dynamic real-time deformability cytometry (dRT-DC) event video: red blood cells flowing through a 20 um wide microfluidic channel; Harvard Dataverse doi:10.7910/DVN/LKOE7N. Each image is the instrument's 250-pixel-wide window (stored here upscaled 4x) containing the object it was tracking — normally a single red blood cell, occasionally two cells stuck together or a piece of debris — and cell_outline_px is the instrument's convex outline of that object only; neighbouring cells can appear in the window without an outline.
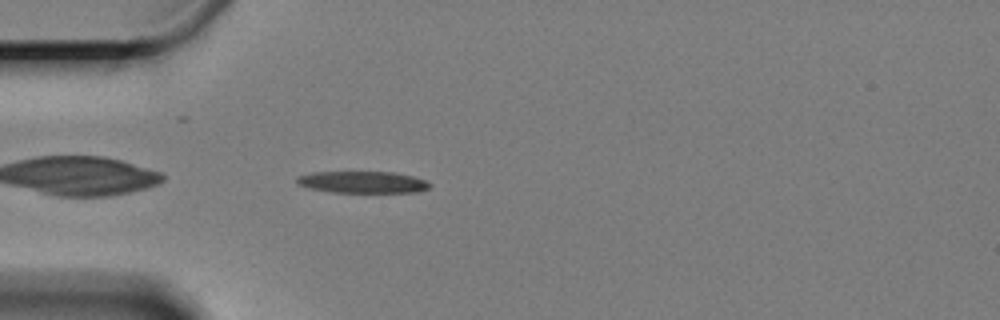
{"species": "Egyptian fruit bat (a non-hibernating species)", "species_latin": "Rousettus aegyptiacus", "temperature_condition": "cold", "stored_images_in_passage": 46, "camera_frame_rate_fps": 3000, "um_per_image_px": 0.085, "animal": {"sex": "female"}, "frame": {"image": 1, "passage_image": 3, "time_ms": 0.667, "image_size_px": [1000, 320], "cell_outline_px": [[432, 184], [428, 188], [420, 192], [332, 192], [308, 188], [296, 184], [296, 176], [312, 172], [392, 172], [412, 176], [424, 180]], "centroid_in_image_um": [30.78, 15.48], "position_along_channel_um": 54.2, "area_um2": 16.88}}
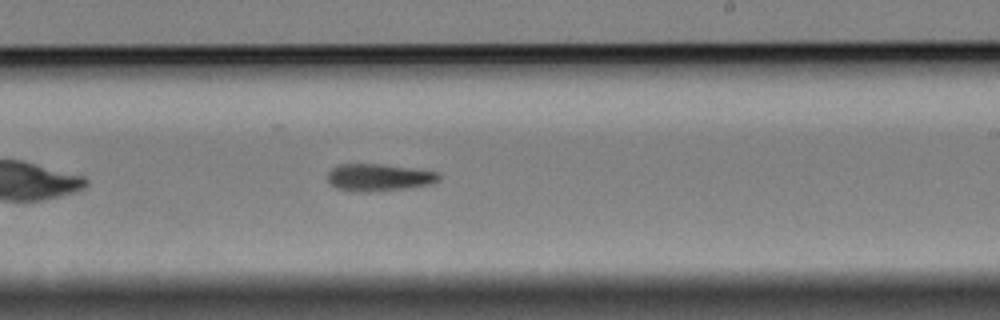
{"frame": {"image": 2, "passage_image": 22, "time_ms": 7.0, "image_size_px": [1000, 320], "cell_outline_px": [[440, 180], [432, 184], [408, 188], [364, 192], [336, 188], [328, 180], [328, 172], [332, 168], [340, 164], [384, 164], [440, 172]], "centroid_in_image_um": [32.25, 15.07], "position_along_channel_um": 256.7, "area_um2": 17.63}}
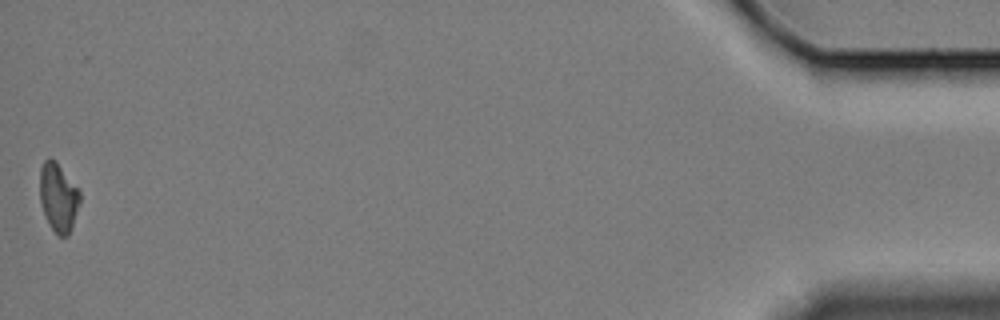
{"frame": {"image": 3, "passage_image": 46, "time_ms": 15.0, "image_size_px": [1000, 320], "cell_outline_px": [[80, 204], [72, 228], [68, 236], [56, 236], [44, 212], [40, 200], [40, 168], [44, 160], [48, 156], [56, 160], [80, 192]], "centroid_in_image_um": [4.97, 16.76], "position_along_channel_um": 430.2, "area_um2": 16.07}, "authors_computed_cell_mechanics": {"area_um2": 17.3111, "velocity_mm_per_s": 3.3085, "shape_relaxation_time_tau1_ms": 3.7401, "shape_relaxation_time_tau2_ms": null, "deformation_change_tau1": 0.1515, "deformation_change_tau2": null}}